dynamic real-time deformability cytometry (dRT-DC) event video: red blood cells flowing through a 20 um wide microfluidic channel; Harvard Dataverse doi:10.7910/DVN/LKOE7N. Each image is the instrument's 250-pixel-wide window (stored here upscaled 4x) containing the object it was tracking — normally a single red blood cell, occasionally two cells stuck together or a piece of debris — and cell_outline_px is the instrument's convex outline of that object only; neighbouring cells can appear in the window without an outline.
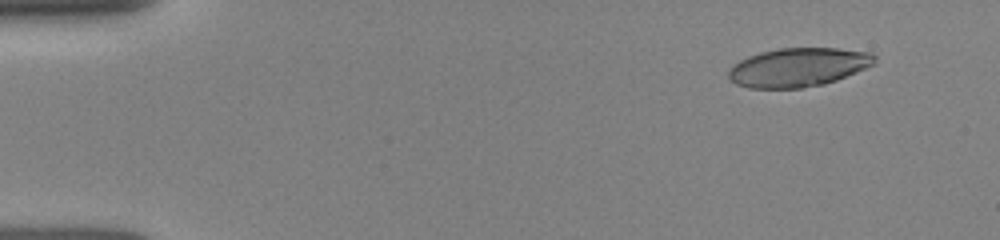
{"species": "human", "species_latin": "Homo sapiens", "temperature_condition": "room temperature", "stored_images_in_passage": 11, "camera_frame_rate_fps": 3000, "um_per_image_px": 0.085, "donor": {"sex": "female"}, "frame": {"image": 1, "passage_image": 2, "time_ms": 1.0, "image_size_px": [1000, 240], "cell_outline_px": [[876, 64], [836, 80], [824, 84], [800, 88], [748, 88], [736, 84], [728, 76], [728, 72], [740, 60], [748, 56], [760, 52], [780, 48], [836, 48], [872, 52], [876, 56]], "centroid_in_image_um": [67.89, 5.71], "position_along_channel_um": 17.1, "area_um2": 33.0}}
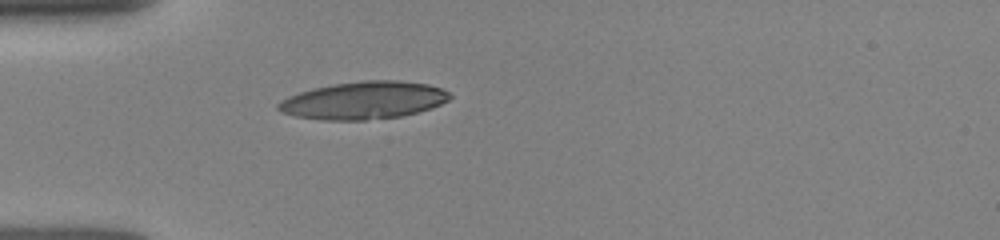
{"frame": {"image": 2, "passage_image": 7, "time_ms": 4.333, "image_size_px": [1000, 240], "cell_outline_px": [[452, 96], [448, 100], [432, 108], [400, 116], [364, 120], [324, 120], [296, 116], [280, 112], [276, 108], [276, 104], [280, 100], [288, 96], [312, 88], [332, 84], [364, 80], [400, 80], [428, 84], [440, 88], [448, 92]], "centroid_in_image_um": [30.88, 8.52], "position_along_channel_um": 54.1, "area_um2": 37.63}}
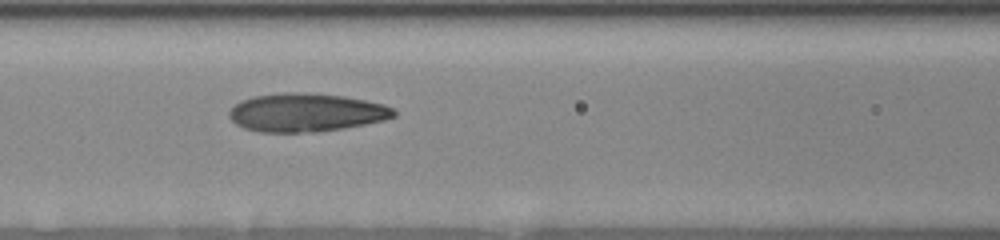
{"frame": {"image": 3, "passage_image": 10, "time_ms": 6.667, "image_size_px": [1000, 240], "cell_outline_px": [[396, 116], [384, 120], [344, 128], [316, 132], [260, 132], [244, 128], [236, 124], [228, 116], [228, 112], [240, 100], [252, 96], [284, 92], [296, 92], [344, 96], [384, 104], [392, 108], [396, 112]], "centroid_in_image_um": [26.0, 9.56], "position_along_channel_um": 140.6, "area_um2": 36.82}}